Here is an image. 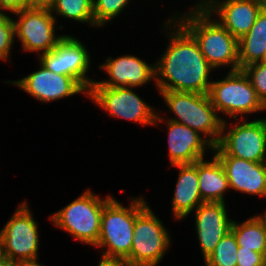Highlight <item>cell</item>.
I'll list each match as a JSON object with an SVG mask.
<instances>
[{
    "mask_svg": "<svg viewBox=\"0 0 266 266\" xmlns=\"http://www.w3.org/2000/svg\"><path fill=\"white\" fill-rule=\"evenodd\" d=\"M260 62L266 64V50Z\"/></svg>",
    "mask_w": 266,
    "mask_h": 266,
    "instance_id": "35",
    "label": "cell"
},
{
    "mask_svg": "<svg viewBox=\"0 0 266 266\" xmlns=\"http://www.w3.org/2000/svg\"><path fill=\"white\" fill-rule=\"evenodd\" d=\"M40 66V70L21 80L13 81L12 84L42 102H51L80 92L88 94L73 77L54 73L41 63Z\"/></svg>",
    "mask_w": 266,
    "mask_h": 266,
    "instance_id": "15",
    "label": "cell"
},
{
    "mask_svg": "<svg viewBox=\"0 0 266 266\" xmlns=\"http://www.w3.org/2000/svg\"><path fill=\"white\" fill-rule=\"evenodd\" d=\"M169 159L172 165L191 164L204 157L206 147L212 145L203 139L198 132L186 125L167 120Z\"/></svg>",
    "mask_w": 266,
    "mask_h": 266,
    "instance_id": "18",
    "label": "cell"
},
{
    "mask_svg": "<svg viewBox=\"0 0 266 266\" xmlns=\"http://www.w3.org/2000/svg\"><path fill=\"white\" fill-rule=\"evenodd\" d=\"M18 20H13L15 36L20 39L25 51H51L63 38L55 36V21L50 9L27 8L14 12Z\"/></svg>",
    "mask_w": 266,
    "mask_h": 266,
    "instance_id": "11",
    "label": "cell"
},
{
    "mask_svg": "<svg viewBox=\"0 0 266 266\" xmlns=\"http://www.w3.org/2000/svg\"><path fill=\"white\" fill-rule=\"evenodd\" d=\"M27 202L19 205L4 228L0 231L7 262L37 259L39 235Z\"/></svg>",
    "mask_w": 266,
    "mask_h": 266,
    "instance_id": "9",
    "label": "cell"
},
{
    "mask_svg": "<svg viewBox=\"0 0 266 266\" xmlns=\"http://www.w3.org/2000/svg\"><path fill=\"white\" fill-rule=\"evenodd\" d=\"M112 198L108 196L101 199L86 190L79 198L54 213L50 219L78 241L96 246L100 236L103 208Z\"/></svg>",
    "mask_w": 266,
    "mask_h": 266,
    "instance_id": "5",
    "label": "cell"
},
{
    "mask_svg": "<svg viewBox=\"0 0 266 266\" xmlns=\"http://www.w3.org/2000/svg\"><path fill=\"white\" fill-rule=\"evenodd\" d=\"M238 245L230 230L216 245L214 251L204 262L206 266H236Z\"/></svg>",
    "mask_w": 266,
    "mask_h": 266,
    "instance_id": "24",
    "label": "cell"
},
{
    "mask_svg": "<svg viewBox=\"0 0 266 266\" xmlns=\"http://www.w3.org/2000/svg\"><path fill=\"white\" fill-rule=\"evenodd\" d=\"M87 96L109 112L110 116L124 118L145 125H157L156 121H164L154 112V109L143 102L133 92L131 87H106L100 86L94 81Z\"/></svg>",
    "mask_w": 266,
    "mask_h": 266,
    "instance_id": "8",
    "label": "cell"
},
{
    "mask_svg": "<svg viewBox=\"0 0 266 266\" xmlns=\"http://www.w3.org/2000/svg\"><path fill=\"white\" fill-rule=\"evenodd\" d=\"M195 212L196 231L205 260L230 231L232 220L227 217L225 203L204 202Z\"/></svg>",
    "mask_w": 266,
    "mask_h": 266,
    "instance_id": "16",
    "label": "cell"
},
{
    "mask_svg": "<svg viewBox=\"0 0 266 266\" xmlns=\"http://www.w3.org/2000/svg\"><path fill=\"white\" fill-rule=\"evenodd\" d=\"M123 207L112 198L103 208L96 247H107L102 258L125 260L131 253L136 217L148 206L143 198Z\"/></svg>",
    "mask_w": 266,
    "mask_h": 266,
    "instance_id": "3",
    "label": "cell"
},
{
    "mask_svg": "<svg viewBox=\"0 0 266 266\" xmlns=\"http://www.w3.org/2000/svg\"><path fill=\"white\" fill-rule=\"evenodd\" d=\"M169 20L166 27L172 22H177V27L174 24L168 48L155 64L158 90L208 94L212 83L208 77L213 67L194 37L173 17Z\"/></svg>",
    "mask_w": 266,
    "mask_h": 266,
    "instance_id": "1",
    "label": "cell"
},
{
    "mask_svg": "<svg viewBox=\"0 0 266 266\" xmlns=\"http://www.w3.org/2000/svg\"><path fill=\"white\" fill-rule=\"evenodd\" d=\"M239 66L261 61L266 50V6L260 11L249 32L238 40Z\"/></svg>",
    "mask_w": 266,
    "mask_h": 266,
    "instance_id": "21",
    "label": "cell"
},
{
    "mask_svg": "<svg viewBox=\"0 0 266 266\" xmlns=\"http://www.w3.org/2000/svg\"><path fill=\"white\" fill-rule=\"evenodd\" d=\"M255 218L261 224V226L263 227L264 231L266 232V213L264 214V216L263 215L262 216L258 215V216H255Z\"/></svg>",
    "mask_w": 266,
    "mask_h": 266,
    "instance_id": "34",
    "label": "cell"
},
{
    "mask_svg": "<svg viewBox=\"0 0 266 266\" xmlns=\"http://www.w3.org/2000/svg\"><path fill=\"white\" fill-rule=\"evenodd\" d=\"M39 56L40 63L50 71L73 77L87 92L91 88L94 81L86 76L90 56L76 38L64 35L51 51Z\"/></svg>",
    "mask_w": 266,
    "mask_h": 266,
    "instance_id": "10",
    "label": "cell"
},
{
    "mask_svg": "<svg viewBox=\"0 0 266 266\" xmlns=\"http://www.w3.org/2000/svg\"><path fill=\"white\" fill-rule=\"evenodd\" d=\"M196 9L181 15L180 23L197 41L207 62L215 69L232 66L230 71L240 70L238 39L225 29L219 21L211 19V14L200 4Z\"/></svg>",
    "mask_w": 266,
    "mask_h": 266,
    "instance_id": "2",
    "label": "cell"
},
{
    "mask_svg": "<svg viewBox=\"0 0 266 266\" xmlns=\"http://www.w3.org/2000/svg\"><path fill=\"white\" fill-rule=\"evenodd\" d=\"M179 168V177L176 184L172 211L175 219L187 217L194 208L204 203L199 192L198 170L196 161L191 164L171 165Z\"/></svg>",
    "mask_w": 266,
    "mask_h": 266,
    "instance_id": "19",
    "label": "cell"
},
{
    "mask_svg": "<svg viewBox=\"0 0 266 266\" xmlns=\"http://www.w3.org/2000/svg\"><path fill=\"white\" fill-rule=\"evenodd\" d=\"M6 263L7 261L4 255L3 245L0 239V266H4Z\"/></svg>",
    "mask_w": 266,
    "mask_h": 266,
    "instance_id": "33",
    "label": "cell"
},
{
    "mask_svg": "<svg viewBox=\"0 0 266 266\" xmlns=\"http://www.w3.org/2000/svg\"><path fill=\"white\" fill-rule=\"evenodd\" d=\"M212 158L211 162L204 158L196 161L199 192L203 202L225 203L223 194L230 188L229 182L219 159L215 155Z\"/></svg>",
    "mask_w": 266,
    "mask_h": 266,
    "instance_id": "20",
    "label": "cell"
},
{
    "mask_svg": "<svg viewBox=\"0 0 266 266\" xmlns=\"http://www.w3.org/2000/svg\"><path fill=\"white\" fill-rule=\"evenodd\" d=\"M211 82L208 96L218 113L236 119L237 114L266 110L243 70L230 71L224 79Z\"/></svg>",
    "mask_w": 266,
    "mask_h": 266,
    "instance_id": "6",
    "label": "cell"
},
{
    "mask_svg": "<svg viewBox=\"0 0 266 266\" xmlns=\"http://www.w3.org/2000/svg\"><path fill=\"white\" fill-rule=\"evenodd\" d=\"M242 70L250 79L258 98L266 106V64L253 63L245 66Z\"/></svg>",
    "mask_w": 266,
    "mask_h": 266,
    "instance_id": "26",
    "label": "cell"
},
{
    "mask_svg": "<svg viewBox=\"0 0 266 266\" xmlns=\"http://www.w3.org/2000/svg\"><path fill=\"white\" fill-rule=\"evenodd\" d=\"M4 266H11V263L7 262Z\"/></svg>",
    "mask_w": 266,
    "mask_h": 266,
    "instance_id": "36",
    "label": "cell"
},
{
    "mask_svg": "<svg viewBox=\"0 0 266 266\" xmlns=\"http://www.w3.org/2000/svg\"><path fill=\"white\" fill-rule=\"evenodd\" d=\"M170 238L162 222L147 206L136 217L131 253L125 261L130 266H157L169 247Z\"/></svg>",
    "mask_w": 266,
    "mask_h": 266,
    "instance_id": "7",
    "label": "cell"
},
{
    "mask_svg": "<svg viewBox=\"0 0 266 266\" xmlns=\"http://www.w3.org/2000/svg\"><path fill=\"white\" fill-rule=\"evenodd\" d=\"M0 9L12 13L26 9V0H0Z\"/></svg>",
    "mask_w": 266,
    "mask_h": 266,
    "instance_id": "29",
    "label": "cell"
},
{
    "mask_svg": "<svg viewBox=\"0 0 266 266\" xmlns=\"http://www.w3.org/2000/svg\"><path fill=\"white\" fill-rule=\"evenodd\" d=\"M199 4L211 15H219V23L239 40L249 32L266 0H200Z\"/></svg>",
    "mask_w": 266,
    "mask_h": 266,
    "instance_id": "13",
    "label": "cell"
},
{
    "mask_svg": "<svg viewBox=\"0 0 266 266\" xmlns=\"http://www.w3.org/2000/svg\"><path fill=\"white\" fill-rule=\"evenodd\" d=\"M128 2L129 0H92L96 26H103L111 21L124 10Z\"/></svg>",
    "mask_w": 266,
    "mask_h": 266,
    "instance_id": "25",
    "label": "cell"
},
{
    "mask_svg": "<svg viewBox=\"0 0 266 266\" xmlns=\"http://www.w3.org/2000/svg\"><path fill=\"white\" fill-rule=\"evenodd\" d=\"M263 266H266V257H265V260H264V265Z\"/></svg>",
    "mask_w": 266,
    "mask_h": 266,
    "instance_id": "37",
    "label": "cell"
},
{
    "mask_svg": "<svg viewBox=\"0 0 266 266\" xmlns=\"http://www.w3.org/2000/svg\"><path fill=\"white\" fill-rule=\"evenodd\" d=\"M55 0H26L27 8L50 9Z\"/></svg>",
    "mask_w": 266,
    "mask_h": 266,
    "instance_id": "30",
    "label": "cell"
},
{
    "mask_svg": "<svg viewBox=\"0 0 266 266\" xmlns=\"http://www.w3.org/2000/svg\"><path fill=\"white\" fill-rule=\"evenodd\" d=\"M106 70L109 80L96 83L106 87H136L156 78L155 64L150 66L135 56H122L117 59L108 57L106 63L100 66Z\"/></svg>",
    "mask_w": 266,
    "mask_h": 266,
    "instance_id": "17",
    "label": "cell"
},
{
    "mask_svg": "<svg viewBox=\"0 0 266 266\" xmlns=\"http://www.w3.org/2000/svg\"><path fill=\"white\" fill-rule=\"evenodd\" d=\"M50 11L52 14L55 12L63 17L96 26L92 0H55Z\"/></svg>",
    "mask_w": 266,
    "mask_h": 266,
    "instance_id": "23",
    "label": "cell"
},
{
    "mask_svg": "<svg viewBox=\"0 0 266 266\" xmlns=\"http://www.w3.org/2000/svg\"><path fill=\"white\" fill-rule=\"evenodd\" d=\"M15 39L14 22L11 17L0 12V59L6 60L9 56Z\"/></svg>",
    "mask_w": 266,
    "mask_h": 266,
    "instance_id": "27",
    "label": "cell"
},
{
    "mask_svg": "<svg viewBox=\"0 0 266 266\" xmlns=\"http://www.w3.org/2000/svg\"><path fill=\"white\" fill-rule=\"evenodd\" d=\"M169 109L177 116L169 119L203 133L206 140L216 146L227 127L226 121L219 116L208 94L194 92L159 91ZM209 136V138H207Z\"/></svg>",
    "mask_w": 266,
    "mask_h": 266,
    "instance_id": "4",
    "label": "cell"
},
{
    "mask_svg": "<svg viewBox=\"0 0 266 266\" xmlns=\"http://www.w3.org/2000/svg\"><path fill=\"white\" fill-rule=\"evenodd\" d=\"M98 266H130L125 260L101 258Z\"/></svg>",
    "mask_w": 266,
    "mask_h": 266,
    "instance_id": "31",
    "label": "cell"
},
{
    "mask_svg": "<svg viewBox=\"0 0 266 266\" xmlns=\"http://www.w3.org/2000/svg\"><path fill=\"white\" fill-rule=\"evenodd\" d=\"M212 150L223 166L231 189L266 197V162L228 156L218 145Z\"/></svg>",
    "mask_w": 266,
    "mask_h": 266,
    "instance_id": "14",
    "label": "cell"
},
{
    "mask_svg": "<svg viewBox=\"0 0 266 266\" xmlns=\"http://www.w3.org/2000/svg\"><path fill=\"white\" fill-rule=\"evenodd\" d=\"M228 156L266 162V119L231 126L217 144Z\"/></svg>",
    "mask_w": 266,
    "mask_h": 266,
    "instance_id": "12",
    "label": "cell"
},
{
    "mask_svg": "<svg viewBox=\"0 0 266 266\" xmlns=\"http://www.w3.org/2000/svg\"><path fill=\"white\" fill-rule=\"evenodd\" d=\"M237 258L236 266H263L265 260L262 253L242 249V247H238Z\"/></svg>",
    "mask_w": 266,
    "mask_h": 266,
    "instance_id": "28",
    "label": "cell"
},
{
    "mask_svg": "<svg viewBox=\"0 0 266 266\" xmlns=\"http://www.w3.org/2000/svg\"><path fill=\"white\" fill-rule=\"evenodd\" d=\"M230 230L239 247L262 253L266 257V232L255 217L240 224L232 221Z\"/></svg>",
    "mask_w": 266,
    "mask_h": 266,
    "instance_id": "22",
    "label": "cell"
},
{
    "mask_svg": "<svg viewBox=\"0 0 266 266\" xmlns=\"http://www.w3.org/2000/svg\"><path fill=\"white\" fill-rule=\"evenodd\" d=\"M11 266H42L37 259L11 262Z\"/></svg>",
    "mask_w": 266,
    "mask_h": 266,
    "instance_id": "32",
    "label": "cell"
}]
</instances>
